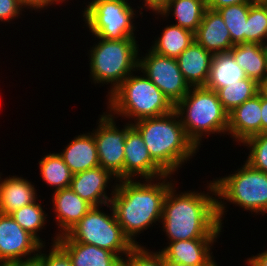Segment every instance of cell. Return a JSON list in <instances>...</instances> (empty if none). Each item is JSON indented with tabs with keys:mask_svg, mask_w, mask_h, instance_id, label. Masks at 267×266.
I'll use <instances>...</instances> for the list:
<instances>
[{
	"mask_svg": "<svg viewBox=\"0 0 267 266\" xmlns=\"http://www.w3.org/2000/svg\"><path fill=\"white\" fill-rule=\"evenodd\" d=\"M176 183L177 181L169 187L163 204L161 231L166 234L167 241L218 240L223 227L217 217L216 188L213 180H207L206 193L196 190L177 192Z\"/></svg>",
	"mask_w": 267,
	"mask_h": 266,
	"instance_id": "6da1fadb",
	"label": "cell"
},
{
	"mask_svg": "<svg viewBox=\"0 0 267 266\" xmlns=\"http://www.w3.org/2000/svg\"><path fill=\"white\" fill-rule=\"evenodd\" d=\"M172 178V175H166L143 181H117L111 205L124 235L134 246L140 245L136 241L137 235L161 222L165 197L169 187L175 183Z\"/></svg>",
	"mask_w": 267,
	"mask_h": 266,
	"instance_id": "7a4b0ae2",
	"label": "cell"
},
{
	"mask_svg": "<svg viewBox=\"0 0 267 266\" xmlns=\"http://www.w3.org/2000/svg\"><path fill=\"white\" fill-rule=\"evenodd\" d=\"M132 125L142 135L152 160L167 175H175L199 152L187 137L175 110L159 117L141 119Z\"/></svg>",
	"mask_w": 267,
	"mask_h": 266,
	"instance_id": "3957f363",
	"label": "cell"
},
{
	"mask_svg": "<svg viewBox=\"0 0 267 266\" xmlns=\"http://www.w3.org/2000/svg\"><path fill=\"white\" fill-rule=\"evenodd\" d=\"M187 137L200 150L202 139L211 134L227 135L228 112L217 92L205 86L191 87L174 106ZM207 136V137H205Z\"/></svg>",
	"mask_w": 267,
	"mask_h": 266,
	"instance_id": "277c9868",
	"label": "cell"
},
{
	"mask_svg": "<svg viewBox=\"0 0 267 266\" xmlns=\"http://www.w3.org/2000/svg\"><path fill=\"white\" fill-rule=\"evenodd\" d=\"M107 99L106 111L115 119L119 116L127 118L131 124L141 119L159 117L174 110V106L162 91L143 72L139 76L131 73Z\"/></svg>",
	"mask_w": 267,
	"mask_h": 266,
	"instance_id": "5b68a950",
	"label": "cell"
},
{
	"mask_svg": "<svg viewBox=\"0 0 267 266\" xmlns=\"http://www.w3.org/2000/svg\"><path fill=\"white\" fill-rule=\"evenodd\" d=\"M243 162L242 167L232 174L212 179L216 188L217 217L222 227L228 212L225 209L227 202L250 211L251 214H267V173Z\"/></svg>",
	"mask_w": 267,
	"mask_h": 266,
	"instance_id": "8992f818",
	"label": "cell"
},
{
	"mask_svg": "<svg viewBox=\"0 0 267 266\" xmlns=\"http://www.w3.org/2000/svg\"><path fill=\"white\" fill-rule=\"evenodd\" d=\"M94 38L98 42L87 53L90 59L89 77L91 84L110 85L108 97L131 73H138L139 44L136 39Z\"/></svg>",
	"mask_w": 267,
	"mask_h": 266,
	"instance_id": "52a82bcc",
	"label": "cell"
},
{
	"mask_svg": "<svg viewBox=\"0 0 267 266\" xmlns=\"http://www.w3.org/2000/svg\"><path fill=\"white\" fill-rule=\"evenodd\" d=\"M106 206L111 214L101 210L103 206H92L67 235L75 242L107 249L123 259L134 245L124 235L111 203Z\"/></svg>",
	"mask_w": 267,
	"mask_h": 266,
	"instance_id": "ba28073f",
	"label": "cell"
},
{
	"mask_svg": "<svg viewBox=\"0 0 267 266\" xmlns=\"http://www.w3.org/2000/svg\"><path fill=\"white\" fill-rule=\"evenodd\" d=\"M129 0H92L82 10L92 36L106 40L136 39L137 11ZM135 15V16H134Z\"/></svg>",
	"mask_w": 267,
	"mask_h": 266,
	"instance_id": "9c48e42d",
	"label": "cell"
},
{
	"mask_svg": "<svg viewBox=\"0 0 267 266\" xmlns=\"http://www.w3.org/2000/svg\"><path fill=\"white\" fill-rule=\"evenodd\" d=\"M99 117L98 126L91 132L96 142L99 164L115 176L117 181L124 180L125 137L133 125L127 122L120 129L115 118L106 111Z\"/></svg>",
	"mask_w": 267,
	"mask_h": 266,
	"instance_id": "30bf717a",
	"label": "cell"
},
{
	"mask_svg": "<svg viewBox=\"0 0 267 266\" xmlns=\"http://www.w3.org/2000/svg\"><path fill=\"white\" fill-rule=\"evenodd\" d=\"M146 51L145 56L139 53V72H143L175 106L191 88L185 81L176 58L159 55L150 48Z\"/></svg>",
	"mask_w": 267,
	"mask_h": 266,
	"instance_id": "8fae6325",
	"label": "cell"
},
{
	"mask_svg": "<svg viewBox=\"0 0 267 266\" xmlns=\"http://www.w3.org/2000/svg\"><path fill=\"white\" fill-rule=\"evenodd\" d=\"M42 244L25 231L11 215L0 213V265H7L39 253Z\"/></svg>",
	"mask_w": 267,
	"mask_h": 266,
	"instance_id": "7c38bea8",
	"label": "cell"
},
{
	"mask_svg": "<svg viewBox=\"0 0 267 266\" xmlns=\"http://www.w3.org/2000/svg\"><path fill=\"white\" fill-rule=\"evenodd\" d=\"M167 174L152 160L140 132L132 126L124 146V180L157 179Z\"/></svg>",
	"mask_w": 267,
	"mask_h": 266,
	"instance_id": "4fadbf2b",
	"label": "cell"
},
{
	"mask_svg": "<svg viewBox=\"0 0 267 266\" xmlns=\"http://www.w3.org/2000/svg\"><path fill=\"white\" fill-rule=\"evenodd\" d=\"M113 180H115L114 184L111 185L112 183L110 182ZM116 184L117 178L108 170L98 166L74 174L70 188L92 206H106L108 203H111ZM107 188L110 191L112 190L109 195L110 197H108Z\"/></svg>",
	"mask_w": 267,
	"mask_h": 266,
	"instance_id": "5bb4252c",
	"label": "cell"
},
{
	"mask_svg": "<svg viewBox=\"0 0 267 266\" xmlns=\"http://www.w3.org/2000/svg\"><path fill=\"white\" fill-rule=\"evenodd\" d=\"M51 201L55 214L54 219H56L59 231L52 238V244L56 243L58 237L67 234L91 209L92 205L77 195L70 187L52 193Z\"/></svg>",
	"mask_w": 267,
	"mask_h": 266,
	"instance_id": "9a60e30c",
	"label": "cell"
},
{
	"mask_svg": "<svg viewBox=\"0 0 267 266\" xmlns=\"http://www.w3.org/2000/svg\"><path fill=\"white\" fill-rule=\"evenodd\" d=\"M216 239H190L167 242L161 254L164 260L189 266H214L217 262L212 255Z\"/></svg>",
	"mask_w": 267,
	"mask_h": 266,
	"instance_id": "2e32d148",
	"label": "cell"
},
{
	"mask_svg": "<svg viewBox=\"0 0 267 266\" xmlns=\"http://www.w3.org/2000/svg\"><path fill=\"white\" fill-rule=\"evenodd\" d=\"M258 134H261L260 92L228 113L227 130V135L240 146L245 140Z\"/></svg>",
	"mask_w": 267,
	"mask_h": 266,
	"instance_id": "e0dca14e",
	"label": "cell"
},
{
	"mask_svg": "<svg viewBox=\"0 0 267 266\" xmlns=\"http://www.w3.org/2000/svg\"><path fill=\"white\" fill-rule=\"evenodd\" d=\"M194 39L197 44L213 55L227 53L234 46L230 32L220 14L208 8L194 33Z\"/></svg>",
	"mask_w": 267,
	"mask_h": 266,
	"instance_id": "ac0fdd59",
	"label": "cell"
},
{
	"mask_svg": "<svg viewBox=\"0 0 267 266\" xmlns=\"http://www.w3.org/2000/svg\"><path fill=\"white\" fill-rule=\"evenodd\" d=\"M56 243L69 255L72 266H122V259L117 254L75 242L67 234L58 237Z\"/></svg>",
	"mask_w": 267,
	"mask_h": 266,
	"instance_id": "d6986e66",
	"label": "cell"
},
{
	"mask_svg": "<svg viewBox=\"0 0 267 266\" xmlns=\"http://www.w3.org/2000/svg\"><path fill=\"white\" fill-rule=\"evenodd\" d=\"M213 56L194 41L176 58L180 71L190 87L206 85Z\"/></svg>",
	"mask_w": 267,
	"mask_h": 266,
	"instance_id": "ffe728a7",
	"label": "cell"
},
{
	"mask_svg": "<svg viewBox=\"0 0 267 266\" xmlns=\"http://www.w3.org/2000/svg\"><path fill=\"white\" fill-rule=\"evenodd\" d=\"M64 148L59 155L73 175L100 166L96 142L90 131L76 135Z\"/></svg>",
	"mask_w": 267,
	"mask_h": 266,
	"instance_id": "44dd1931",
	"label": "cell"
},
{
	"mask_svg": "<svg viewBox=\"0 0 267 266\" xmlns=\"http://www.w3.org/2000/svg\"><path fill=\"white\" fill-rule=\"evenodd\" d=\"M27 177H0V213L10 215L15 210L38 199L37 190Z\"/></svg>",
	"mask_w": 267,
	"mask_h": 266,
	"instance_id": "7402d4cb",
	"label": "cell"
},
{
	"mask_svg": "<svg viewBox=\"0 0 267 266\" xmlns=\"http://www.w3.org/2000/svg\"><path fill=\"white\" fill-rule=\"evenodd\" d=\"M229 52L247 78L259 84L267 79V45L245 42L234 45Z\"/></svg>",
	"mask_w": 267,
	"mask_h": 266,
	"instance_id": "603a6c76",
	"label": "cell"
},
{
	"mask_svg": "<svg viewBox=\"0 0 267 266\" xmlns=\"http://www.w3.org/2000/svg\"><path fill=\"white\" fill-rule=\"evenodd\" d=\"M207 9L206 0H169L165 8L157 15L165 18L175 17V24L193 33L198 29L204 12ZM171 12V13H170Z\"/></svg>",
	"mask_w": 267,
	"mask_h": 266,
	"instance_id": "cb8c5ba5",
	"label": "cell"
},
{
	"mask_svg": "<svg viewBox=\"0 0 267 266\" xmlns=\"http://www.w3.org/2000/svg\"><path fill=\"white\" fill-rule=\"evenodd\" d=\"M161 35L154 38L150 49L155 53L177 58L194 41V33L180 26L170 24L163 27Z\"/></svg>",
	"mask_w": 267,
	"mask_h": 266,
	"instance_id": "d4e9b609",
	"label": "cell"
},
{
	"mask_svg": "<svg viewBox=\"0 0 267 266\" xmlns=\"http://www.w3.org/2000/svg\"><path fill=\"white\" fill-rule=\"evenodd\" d=\"M247 78L230 52L215 54L212 59L208 81L205 87L217 91L241 79Z\"/></svg>",
	"mask_w": 267,
	"mask_h": 266,
	"instance_id": "484cf974",
	"label": "cell"
},
{
	"mask_svg": "<svg viewBox=\"0 0 267 266\" xmlns=\"http://www.w3.org/2000/svg\"><path fill=\"white\" fill-rule=\"evenodd\" d=\"M38 163L41 178L47 186L53 187L52 191L70 187L73 174L59 153L49 152Z\"/></svg>",
	"mask_w": 267,
	"mask_h": 266,
	"instance_id": "4316f807",
	"label": "cell"
},
{
	"mask_svg": "<svg viewBox=\"0 0 267 266\" xmlns=\"http://www.w3.org/2000/svg\"><path fill=\"white\" fill-rule=\"evenodd\" d=\"M260 91V84L251 78H245L219 88L216 92L224 109L230 113L234 108L252 98Z\"/></svg>",
	"mask_w": 267,
	"mask_h": 266,
	"instance_id": "83f0119b",
	"label": "cell"
},
{
	"mask_svg": "<svg viewBox=\"0 0 267 266\" xmlns=\"http://www.w3.org/2000/svg\"><path fill=\"white\" fill-rule=\"evenodd\" d=\"M33 202L29 205L23 206L18 210H15L10 215L12 218L27 232L33 235L42 245H45L38 233L45 229L46 221L48 220V213H45L44 206H41V202ZM44 227V228H43Z\"/></svg>",
	"mask_w": 267,
	"mask_h": 266,
	"instance_id": "f1b7e54d",
	"label": "cell"
},
{
	"mask_svg": "<svg viewBox=\"0 0 267 266\" xmlns=\"http://www.w3.org/2000/svg\"><path fill=\"white\" fill-rule=\"evenodd\" d=\"M252 4L253 3L235 4L216 10L224 20L234 45L244 43L246 21L249 8Z\"/></svg>",
	"mask_w": 267,
	"mask_h": 266,
	"instance_id": "f546056e",
	"label": "cell"
},
{
	"mask_svg": "<svg viewBox=\"0 0 267 266\" xmlns=\"http://www.w3.org/2000/svg\"><path fill=\"white\" fill-rule=\"evenodd\" d=\"M267 45V4L253 3L246 21L244 43Z\"/></svg>",
	"mask_w": 267,
	"mask_h": 266,
	"instance_id": "4dcf8cb0",
	"label": "cell"
},
{
	"mask_svg": "<svg viewBox=\"0 0 267 266\" xmlns=\"http://www.w3.org/2000/svg\"><path fill=\"white\" fill-rule=\"evenodd\" d=\"M249 150L245 160L252 168L267 173V133L252 136L242 143Z\"/></svg>",
	"mask_w": 267,
	"mask_h": 266,
	"instance_id": "1f68e13d",
	"label": "cell"
},
{
	"mask_svg": "<svg viewBox=\"0 0 267 266\" xmlns=\"http://www.w3.org/2000/svg\"><path fill=\"white\" fill-rule=\"evenodd\" d=\"M122 266H164V257L159 251H151L143 245L134 246L122 259Z\"/></svg>",
	"mask_w": 267,
	"mask_h": 266,
	"instance_id": "d6a6232c",
	"label": "cell"
},
{
	"mask_svg": "<svg viewBox=\"0 0 267 266\" xmlns=\"http://www.w3.org/2000/svg\"><path fill=\"white\" fill-rule=\"evenodd\" d=\"M45 246L42 245L38 253L42 257L43 266H72L69 255L57 243H52L48 254L44 251Z\"/></svg>",
	"mask_w": 267,
	"mask_h": 266,
	"instance_id": "836d02e7",
	"label": "cell"
},
{
	"mask_svg": "<svg viewBox=\"0 0 267 266\" xmlns=\"http://www.w3.org/2000/svg\"><path fill=\"white\" fill-rule=\"evenodd\" d=\"M24 10L19 0H0V21L6 23L21 18Z\"/></svg>",
	"mask_w": 267,
	"mask_h": 266,
	"instance_id": "e575fe53",
	"label": "cell"
},
{
	"mask_svg": "<svg viewBox=\"0 0 267 266\" xmlns=\"http://www.w3.org/2000/svg\"><path fill=\"white\" fill-rule=\"evenodd\" d=\"M24 9L36 12L48 9L51 5L62 4L66 0H19ZM68 1V0H67Z\"/></svg>",
	"mask_w": 267,
	"mask_h": 266,
	"instance_id": "d590c367",
	"label": "cell"
},
{
	"mask_svg": "<svg viewBox=\"0 0 267 266\" xmlns=\"http://www.w3.org/2000/svg\"><path fill=\"white\" fill-rule=\"evenodd\" d=\"M169 2V0H143V2H142V6L141 7H139L138 5H137V7H138V9H139V14L143 17V12H142V10L141 9H145L146 7V9H145V11H150V10H152L151 12H152V14L154 13V14H159V13H161V11L165 8V6L167 5V3ZM144 3V4H143ZM145 7V8H144ZM148 9V10H147ZM141 10V11H140Z\"/></svg>",
	"mask_w": 267,
	"mask_h": 266,
	"instance_id": "8d00e7d4",
	"label": "cell"
},
{
	"mask_svg": "<svg viewBox=\"0 0 267 266\" xmlns=\"http://www.w3.org/2000/svg\"><path fill=\"white\" fill-rule=\"evenodd\" d=\"M207 8L216 11L217 9L242 3H250L249 0H206Z\"/></svg>",
	"mask_w": 267,
	"mask_h": 266,
	"instance_id": "74e56055",
	"label": "cell"
},
{
	"mask_svg": "<svg viewBox=\"0 0 267 266\" xmlns=\"http://www.w3.org/2000/svg\"><path fill=\"white\" fill-rule=\"evenodd\" d=\"M6 266H43V260L39 254H36L32 257L9 263Z\"/></svg>",
	"mask_w": 267,
	"mask_h": 266,
	"instance_id": "f35d334b",
	"label": "cell"
},
{
	"mask_svg": "<svg viewBox=\"0 0 267 266\" xmlns=\"http://www.w3.org/2000/svg\"><path fill=\"white\" fill-rule=\"evenodd\" d=\"M246 264L248 266H267V250L257 253L255 256L248 257Z\"/></svg>",
	"mask_w": 267,
	"mask_h": 266,
	"instance_id": "ab89813d",
	"label": "cell"
},
{
	"mask_svg": "<svg viewBox=\"0 0 267 266\" xmlns=\"http://www.w3.org/2000/svg\"><path fill=\"white\" fill-rule=\"evenodd\" d=\"M261 133H267V98L261 94Z\"/></svg>",
	"mask_w": 267,
	"mask_h": 266,
	"instance_id": "60d3db41",
	"label": "cell"
},
{
	"mask_svg": "<svg viewBox=\"0 0 267 266\" xmlns=\"http://www.w3.org/2000/svg\"><path fill=\"white\" fill-rule=\"evenodd\" d=\"M265 98H267V79L260 83V91Z\"/></svg>",
	"mask_w": 267,
	"mask_h": 266,
	"instance_id": "b9f144b4",
	"label": "cell"
},
{
	"mask_svg": "<svg viewBox=\"0 0 267 266\" xmlns=\"http://www.w3.org/2000/svg\"><path fill=\"white\" fill-rule=\"evenodd\" d=\"M164 266H189L185 264L176 263L173 261L164 260Z\"/></svg>",
	"mask_w": 267,
	"mask_h": 266,
	"instance_id": "7bdbcfd3",
	"label": "cell"
},
{
	"mask_svg": "<svg viewBox=\"0 0 267 266\" xmlns=\"http://www.w3.org/2000/svg\"><path fill=\"white\" fill-rule=\"evenodd\" d=\"M250 3H264L267 4V0H249Z\"/></svg>",
	"mask_w": 267,
	"mask_h": 266,
	"instance_id": "ee69618b",
	"label": "cell"
}]
</instances>
